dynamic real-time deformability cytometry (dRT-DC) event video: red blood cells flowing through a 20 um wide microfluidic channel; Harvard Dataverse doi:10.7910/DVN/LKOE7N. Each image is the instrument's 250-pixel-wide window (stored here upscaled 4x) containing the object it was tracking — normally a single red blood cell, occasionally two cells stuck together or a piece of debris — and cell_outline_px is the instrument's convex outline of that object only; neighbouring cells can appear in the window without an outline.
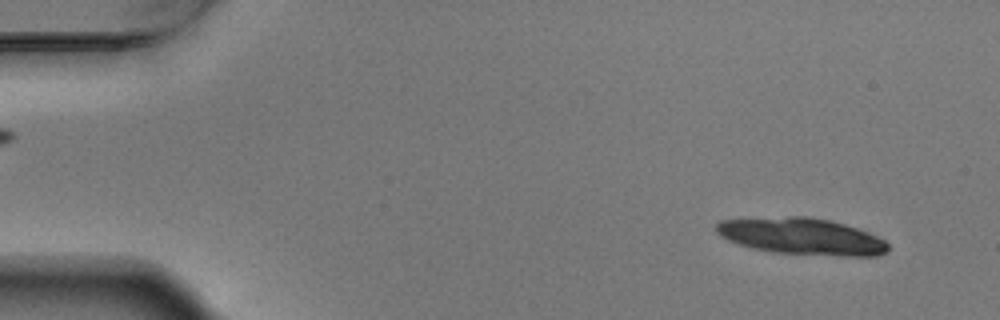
{"species": "Egyptian fruit bat (a non-hibernating species)", "species_latin": "Rousettus aegyptiacus", "temperature_condition": "warm", "stored_images_in_passage": 5, "segment_of_instrument_passage": [2, 2], "camera_frame_rate_fps": 3000, "um_per_image_px": 0.085, "animal": {"sex": "male"}, "frame": {"image": 1, "passage_image": 5, "time_ms": 1.333, "image_size_px": [1000, 320], "cell_outline_px": [[888, 252], [876, 256], [840, 256], [772, 252], [752, 248], [728, 240], [720, 236], [716, 232], [716, 224], [720, 220], [788, 216], [808, 216], [832, 220], [856, 228], [876, 236], [884, 240], [888, 244]], "centroid_in_image_um": [68.14, 20.09], "position_along_channel_um": 16.9, "area_um2": 36.7}}